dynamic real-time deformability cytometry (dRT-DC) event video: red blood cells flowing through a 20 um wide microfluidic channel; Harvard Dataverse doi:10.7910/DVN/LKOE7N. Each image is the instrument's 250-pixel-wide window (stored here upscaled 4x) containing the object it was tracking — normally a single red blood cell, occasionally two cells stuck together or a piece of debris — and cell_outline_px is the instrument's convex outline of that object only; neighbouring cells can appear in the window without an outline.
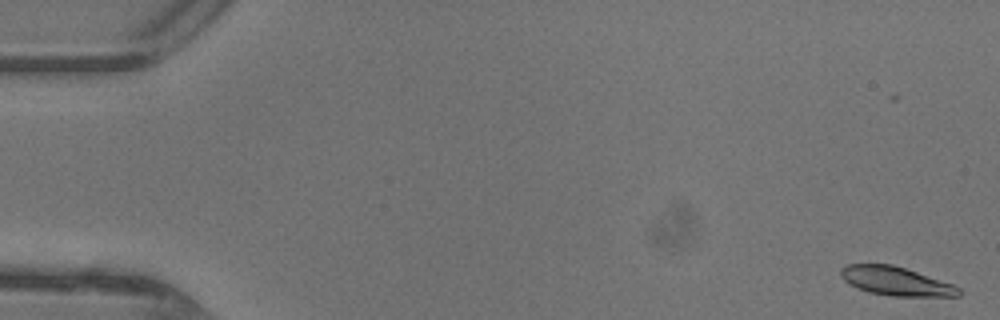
{"species": "common noctule bat (a hibernating species)", "species_latin": "Nyctalus noctula", "temperature_condition": "warm", "stored_images_in_passage": 47, "camera_frame_rate_fps": 3000, "um_per_image_px": 0.085, "animal": {"sex": "female"}, "frame": {"image": 1, "passage_image": 1, "time_ms": 0.0, "image_size_px": [1000, 320], "cell_outline_px": [[964, 292], [960, 296], [888, 296], [868, 292], [856, 288], [848, 284], [840, 276], [840, 268], [848, 264], [892, 264], [952, 284], [960, 288]], "centroid_in_image_um": [76.12, 23.91], "position_along_channel_um": 8.9, "area_um2": 19.83}}
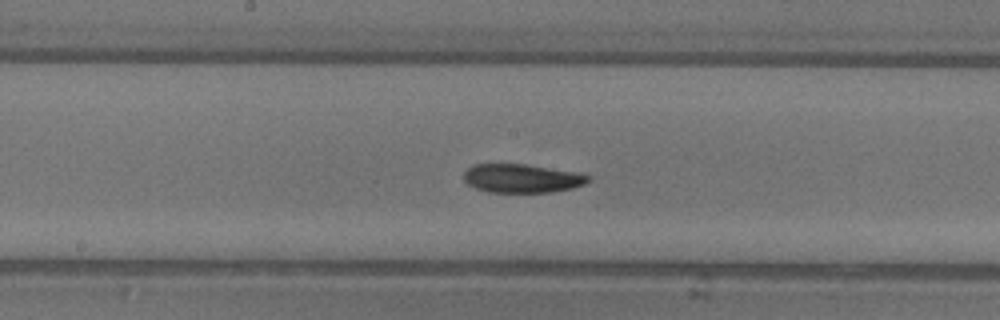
{"frame": {"image": 2, "passage_image": 25, "time_ms": 8.0, "image_size_px": [1000, 320], "cell_outline_px": [[592, 180], [584, 184], [572, 188], [552, 192], [488, 192], [476, 188], [468, 184], [464, 180], [464, 172], [472, 164], [528, 164], [576, 172], [588, 176]], "centroid_in_image_um": [44.35, 15.15], "position_along_channel_um": 203.8, "area_um2": 20.81}}
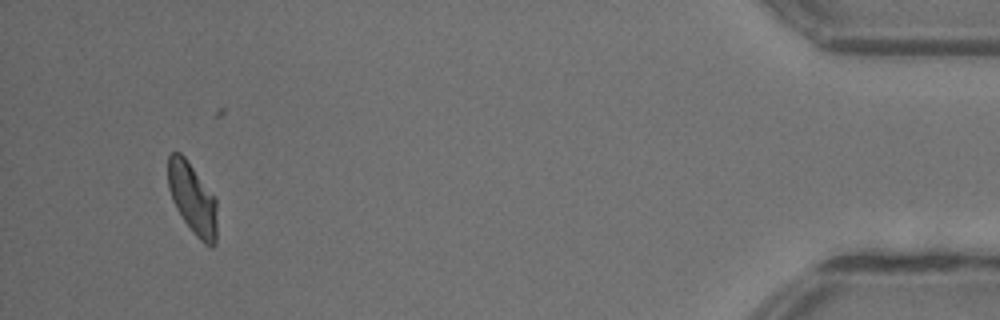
{"frame": {"image": 3, "passage_image": 45, "time_ms": 14.667, "image_size_px": [1000, 320], "cell_outline_px": [[216, 244], [212, 248], [204, 244], [192, 232], [176, 208], [172, 200], [168, 188], [168, 156], [172, 152], [180, 152], [184, 156], [216, 200]], "centroid_in_image_um": [16.35, 16.91], "position_along_channel_um": 418.9, "area_um2": 20.06}, "authors_computed_cell_mechanics": {"area_um2": 20.8658, "velocity_mm_per_s": 4.3699, "shape_relaxation_time_tau1_ms": 5.9599, "shape_relaxation_time_tau2_ms": 4.12, "deformation_change_tau1": 0.1911, "deformation_change_tau2": 0.1006}}